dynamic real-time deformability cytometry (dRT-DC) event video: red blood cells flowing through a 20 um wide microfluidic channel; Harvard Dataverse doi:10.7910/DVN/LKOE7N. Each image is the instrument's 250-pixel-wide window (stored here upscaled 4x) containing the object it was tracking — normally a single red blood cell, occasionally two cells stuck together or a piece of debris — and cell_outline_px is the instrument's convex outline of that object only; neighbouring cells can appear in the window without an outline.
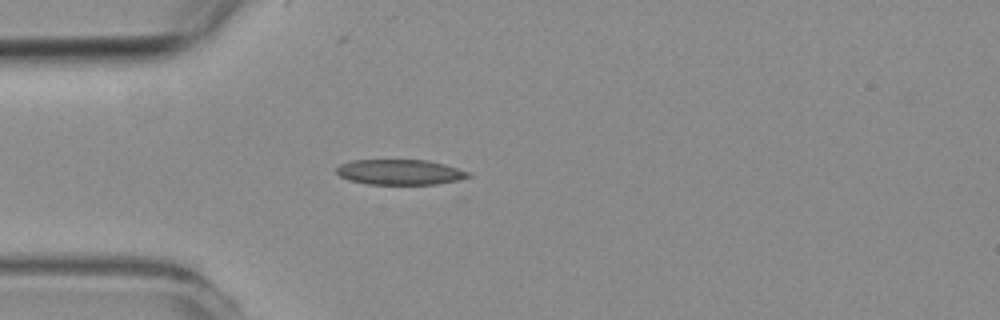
{"species": "common noctule bat (a hibernating species)", "species_latin": "Nyctalus noctula", "temperature_condition": "room temperature", "stored_images_in_passage": 41, "camera_frame_rate_fps": 3000, "um_per_image_px": 0.085, "animal": {"sex": "female", "body_mass_g": 19.3, "forearm_length_mm": 54.1}, "frame": {"image": 1, "passage_image": 1, "time_ms": 0.0, "image_size_px": [1000, 320], "cell_outline_px": [[472, 176], [456, 180], [436, 184], [364, 184], [348, 180], [340, 176], [336, 172], [336, 168], [340, 164], [352, 160], [428, 160], [444, 164], [472, 172]], "centroid_in_image_um": [33.99, 14.63], "position_along_channel_um": 51.0, "area_um2": 19.54}}
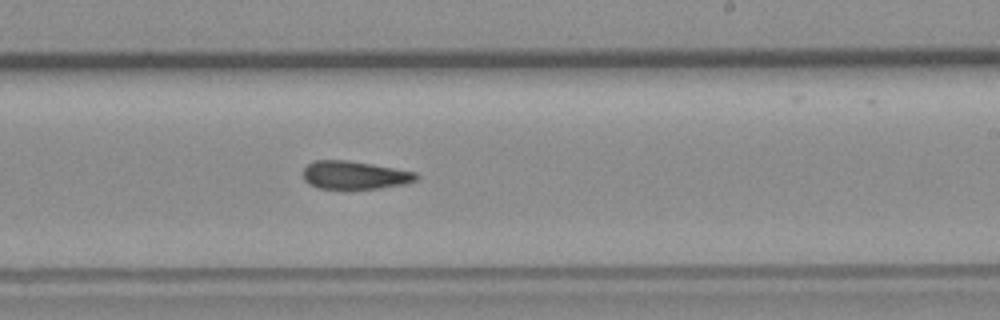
{"frame": {"image": 2, "passage_image": 18, "time_ms": 5.667, "image_size_px": [1000, 320], "cell_outline_px": [[420, 176], [416, 180], [408, 184], [380, 188], [320, 188], [308, 184], [304, 180], [304, 168], [308, 164], [316, 160], [344, 160], [372, 164], [416, 172]], "centroid_in_image_um": [30.18, 14.88], "position_along_channel_um": 258.8, "area_um2": 18.44}}
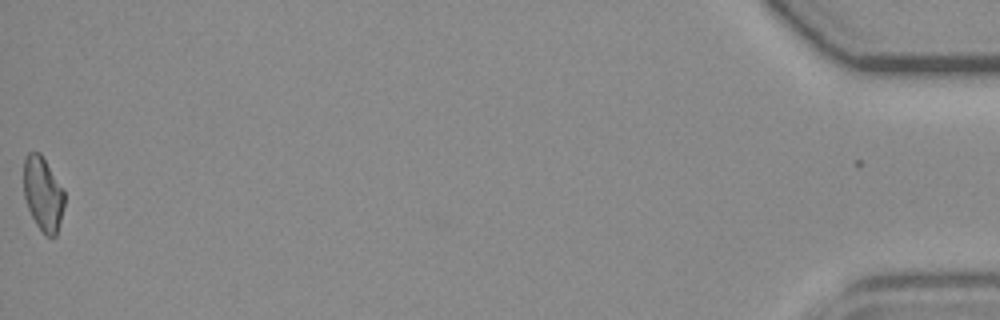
{"frame": {"image": 3, "passage_image": 40, "time_ms": 13.0, "image_size_px": [1000, 320], "cell_outline_px": [[64, 204], [56, 236], [44, 236], [36, 224], [28, 208], [24, 196], [24, 160], [28, 152], [40, 152], [64, 188]], "centroid_in_image_um": [3.66, 16.47], "position_along_channel_um": 431.5, "area_um2": 17.63}, "authors_computed_cell_mechanics": {"area_um2": 18.8428, "velocity_mm_per_s": 3.8182, "shape_relaxation_time_tau1_ms": null, "shape_relaxation_time_tau2_ms": 3.0073, "deformation_change_tau1": null, "deformation_change_tau2": 0.095}}